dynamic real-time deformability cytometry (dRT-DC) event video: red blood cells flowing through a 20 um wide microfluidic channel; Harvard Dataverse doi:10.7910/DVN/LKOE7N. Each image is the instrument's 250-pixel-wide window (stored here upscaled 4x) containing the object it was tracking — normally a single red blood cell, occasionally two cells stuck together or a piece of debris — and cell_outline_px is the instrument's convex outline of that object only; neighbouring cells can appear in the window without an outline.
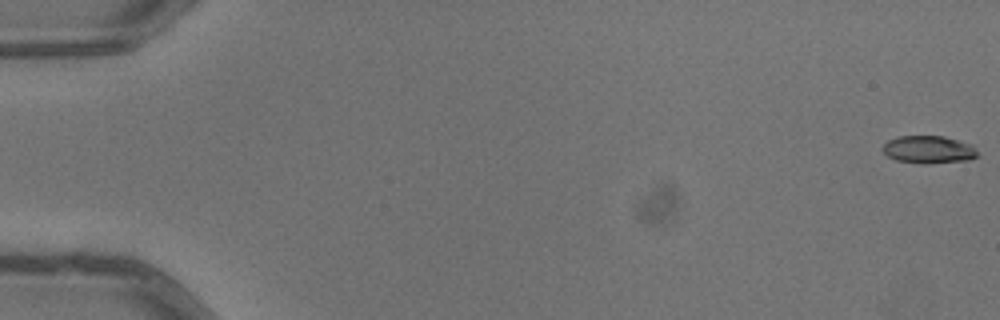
{"species": "common noctule bat (a hibernating species)", "species_latin": "Nyctalus noctula", "temperature_condition": "warm", "stored_images_in_passage": 6, "camera_frame_rate_fps": 3000, "um_per_image_px": 0.085, "animal": {"sex": "male", "body_mass_g": 13.3}, "frame": {"image": 1, "passage_image": 1, "time_ms": 0.0, "image_size_px": [1000, 320], "cell_outline_px": [[976, 156], [968, 160], [924, 164], [896, 160], [888, 156], [880, 148], [888, 140], [900, 136], [944, 136], [972, 144], [976, 152]], "centroid_in_image_um": [78.9, 12.71], "position_along_channel_um": 6.1, "area_um2": 15.2}}
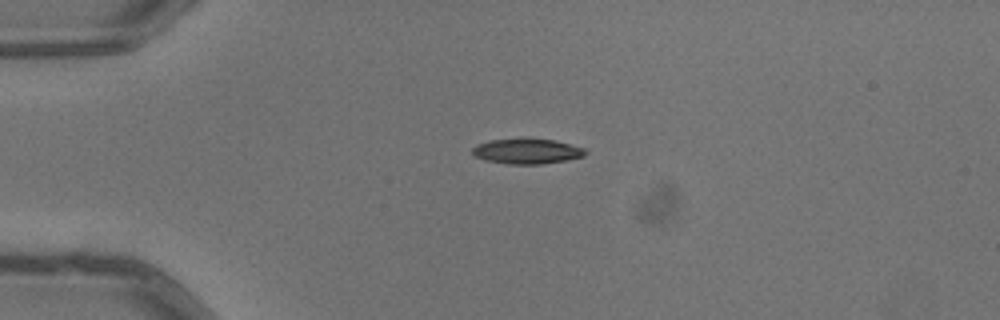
{"frame": {"image": 2, "passage_image": 4, "time_ms": 1.0, "image_size_px": [1000, 320], "cell_outline_px": [[588, 152], [584, 156], [564, 160], [540, 164], [508, 164], [484, 160], [476, 156], [472, 152], [472, 148], [476, 144], [488, 140], [556, 140], [584, 148]], "centroid_in_image_um": [44.78, 12.87], "position_along_channel_um": 40.2, "area_um2": 16.18}}
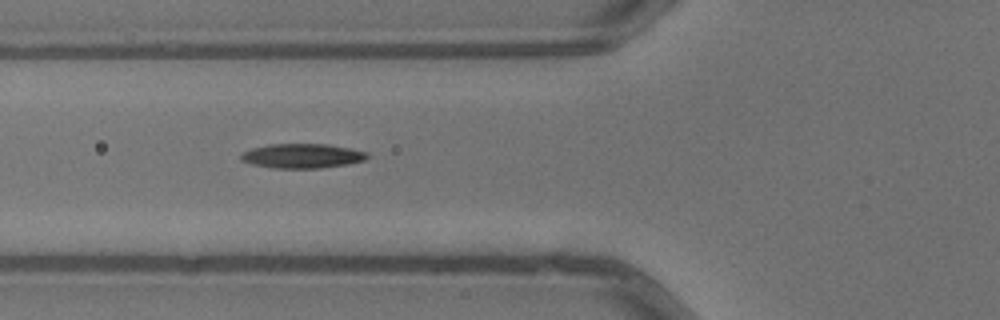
{"frame": {"image": 3, "passage_image": 6, "time_ms": 1.667, "image_size_px": [1000, 320], "cell_outline_px": [[368, 156], [364, 160], [348, 164], [320, 168], [272, 168], [252, 164], [240, 160], [240, 156], [244, 152], [252, 148], [268, 144], [328, 144], [352, 148], [368, 152]], "centroid_in_image_um": [25.7, 13.25], "position_along_channel_um": 100.1, "area_um2": 18.09}}